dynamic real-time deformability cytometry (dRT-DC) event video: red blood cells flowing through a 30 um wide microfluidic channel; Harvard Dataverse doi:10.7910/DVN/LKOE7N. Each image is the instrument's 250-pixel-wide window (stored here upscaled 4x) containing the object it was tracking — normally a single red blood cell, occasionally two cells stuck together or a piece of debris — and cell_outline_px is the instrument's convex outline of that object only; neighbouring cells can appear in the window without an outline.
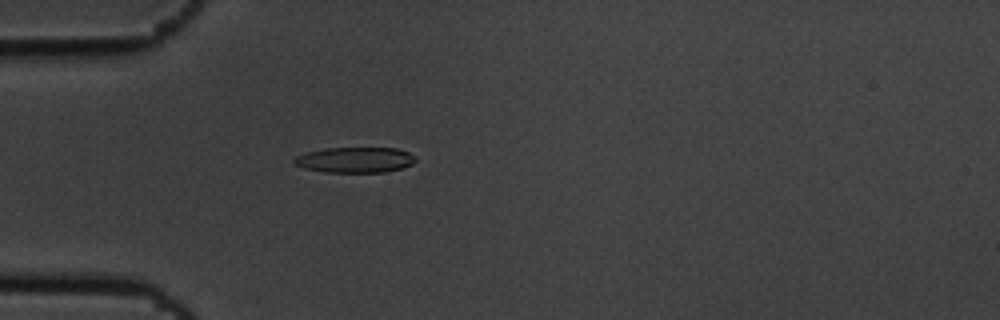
{"species": "common noctule bat (a hibernating species)", "species_latin": "Nyctalus noctula", "temperature_condition": "cold", "stored_images_in_passage": 1, "camera_frame_rate_fps": 3000, "um_per_image_px": 0.085, "animal": {"sex": "male", "body_mass_g": 19.5, "forearm_length_mm": 54.6}, "frame": {"image": 1, "passage_image": 1, "time_ms": 0.0, "image_size_px": [1000, 320], "cell_outline_px": [[416, 160], [412, 164], [404, 168], [384, 172], [324, 172], [304, 168], [292, 164], [292, 160], [296, 156], [308, 152], [324, 148], [396, 148], [408, 152]], "centroid_in_image_um": [30.14, 13.59], "position_along_channel_um": 54.9, "area_um2": 18.09}}